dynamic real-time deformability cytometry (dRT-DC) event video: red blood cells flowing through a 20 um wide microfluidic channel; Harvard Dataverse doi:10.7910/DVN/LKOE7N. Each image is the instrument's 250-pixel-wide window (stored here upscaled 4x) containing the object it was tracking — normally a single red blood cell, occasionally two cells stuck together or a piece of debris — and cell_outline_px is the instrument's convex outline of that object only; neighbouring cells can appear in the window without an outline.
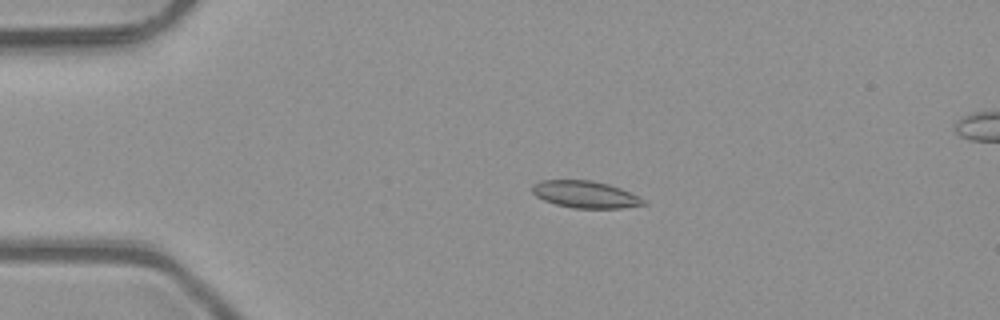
{"species": "common noctule bat (a hibernating species)", "species_latin": "Nyctalus noctula", "temperature_condition": "room temperature", "stored_images_in_passage": 41, "camera_frame_rate_fps": 3000, "um_per_image_px": 0.085, "animal": {"sex": "male", "body_mass_g": 23.1, "forearm_length_mm": 52.7}, "frame": {"image": 1, "passage_image": 1, "time_ms": 0.0, "image_size_px": [1000, 320], "cell_outline_px": [[648, 204], [620, 208], [572, 208], [556, 204], [544, 200], [536, 196], [532, 192], [532, 184], [540, 180], [592, 180], [608, 184], [620, 188], [644, 200]], "centroid_in_image_um": [49.7, 16.52], "position_along_channel_um": 35.3, "area_um2": 17.4}}
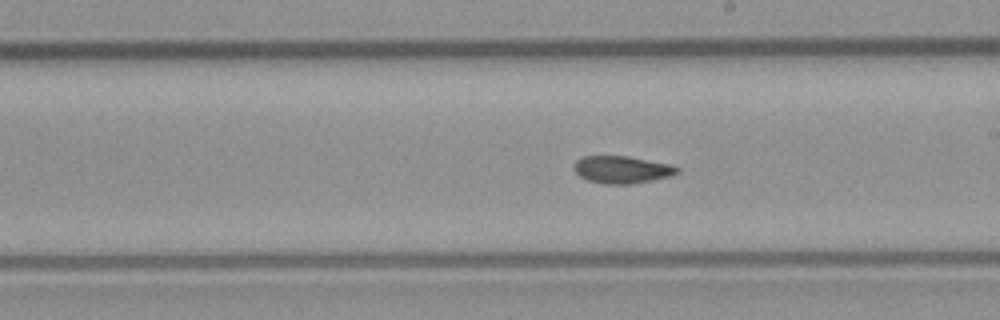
{"frame": {"image": 2, "passage_image": 19, "time_ms": 6.0, "image_size_px": [1000, 320], "cell_outline_px": [[680, 172], [672, 176], [632, 184], [604, 184], [588, 180], [580, 176], [572, 168], [572, 164], [580, 156], [628, 156], [672, 164], [680, 168]], "centroid_in_image_um": [52.87, 14.41], "position_along_channel_um": 236.1, "area_um2": 16.76}}
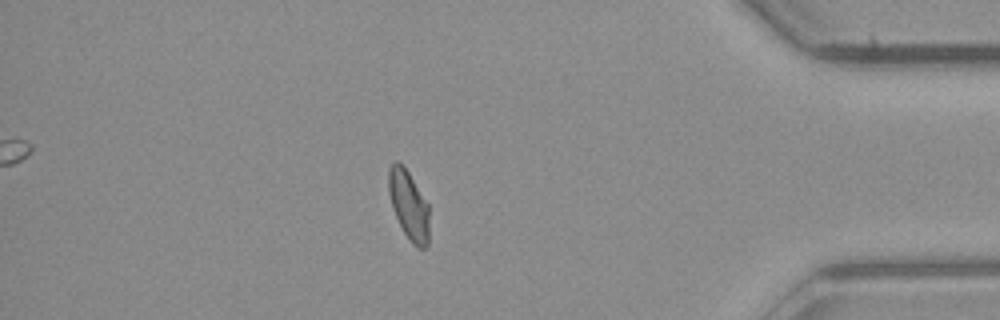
{"frame": {"image": 3, "passage_image": 34, "time_ms": 11.0, "image_size_px": [1000, 320], "cell_outline_px": [[428, 244], [424, 248], [416, 248], [412, 244], [404, 232], [392, 208], [388, 192], [388, 168], [396, 160], [404, 164], [428, 204]], "centroid_in_image_um": [34.72, 17.4], "position_along_channel_um": 400.5, "area_um2": 16.42}, "authors_computed_cell_mechanics": {"area_um2": 16.762, "velocity_mm_per_s": 4.0687, "shape_relaxation_time_tau1_ms": null, "shape_relaxation_time_tau2_ms": 2.0886, "deformation_change_tau1": null, "deformation_change_tau2": 0.0728}}